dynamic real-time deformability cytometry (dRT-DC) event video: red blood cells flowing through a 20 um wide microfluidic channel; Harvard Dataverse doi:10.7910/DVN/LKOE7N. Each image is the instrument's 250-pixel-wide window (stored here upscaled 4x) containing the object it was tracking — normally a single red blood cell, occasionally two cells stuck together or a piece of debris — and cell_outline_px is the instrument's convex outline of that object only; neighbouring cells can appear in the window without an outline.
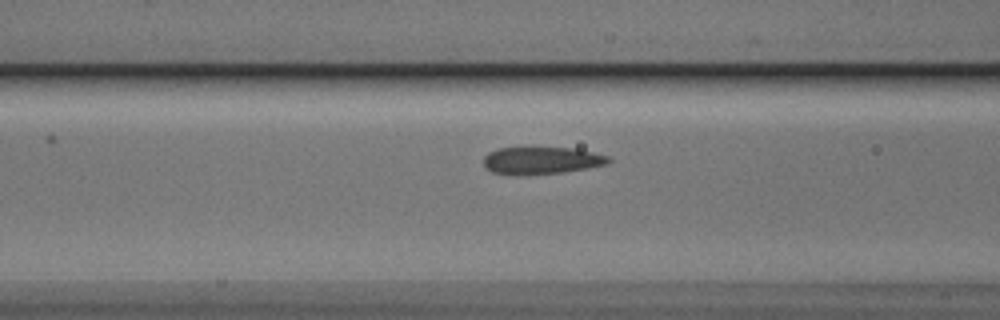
{"species": "Egyptian fruit bat (a non-hibernating species)", "species_latin": "Rousettus aegyptiacus", "temperature_condition": "cold", "stored_images_in_passage": 27, "camera_frame_rate_fps": 3000, "um_per_image_px": 0.085, "animal": {"sex": "male"}, "frame": {"image": 1, "passage_image": 5, "time_ms": 1.333, "image_size_px": [1000, 320], "cell_outline_px": [[612, 160], [608, 164], [588, 168], [564, 172], [492, 172], [484, 168], [484, 156], [488, 152], [500, 148], [576, 148], [608, 156]], "centroid_in_image_um": [46.09, 13.6], "position_along_channel_um": 120.5, "area_um2": 19.02}}
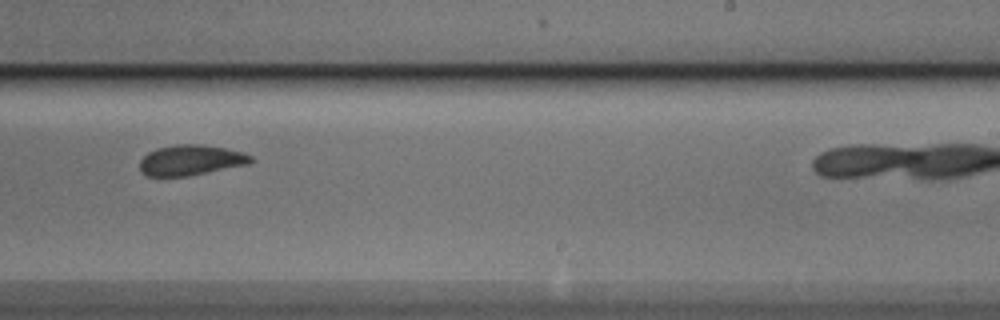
{"frame": {"image": 2, "passage_image": 17, "time_ms": 5.333, "image_size_px": [1000, 320], "cell_outline_px": [[252, 160], [248, 164], [188, 176], [148, 176], [140, 172], [140, 160], [148, 152], [156, 148], [176, 144], [200, 144], [224, 148], [240, 152], [252, 156]], "centroid_in_image_um": [16.17, 13.61], "position_along_channel_um": 272.8, "area_um2": 19.54}}
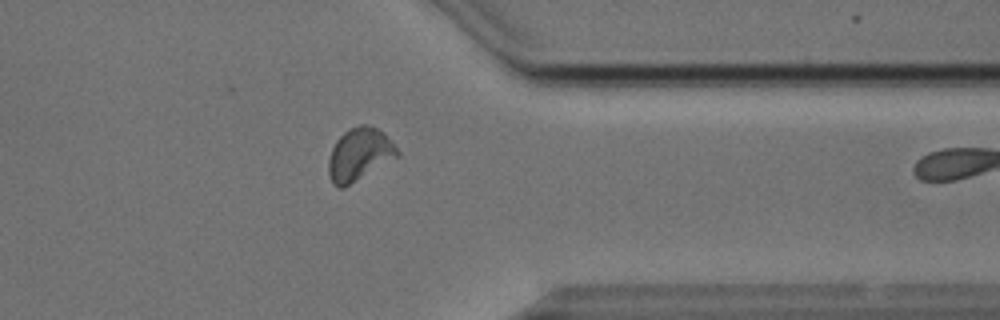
{"frame": {"image": 3, "passage_image": 26, "time_ms": 8.333, "image_size_px": [1000, 320], "cell_outline_px": [[400, 156], [344, 188], [336, 188], [332, 184], [328, 172], [328, 160], [332, 148], [336, 140], [344, 132], [360, 124], [368, 124], [384, 132], [400, 152]], "centroid_in_image_um": [30.55, 13.14], "position_along_channel_um": 380.9, "area_um2": 21.33}}